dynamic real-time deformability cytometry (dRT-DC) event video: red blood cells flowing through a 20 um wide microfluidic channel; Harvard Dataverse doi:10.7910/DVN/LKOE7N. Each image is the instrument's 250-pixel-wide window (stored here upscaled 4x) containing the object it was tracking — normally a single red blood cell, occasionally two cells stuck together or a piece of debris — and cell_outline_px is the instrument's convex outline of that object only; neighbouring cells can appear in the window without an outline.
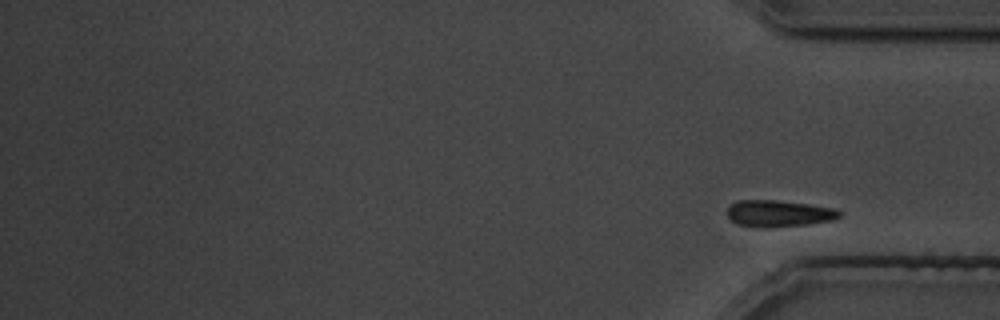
{"species": "common noctule bat (a hibernating species)", "species_latin": "Nyctalus noctula", "temperature_condition": "cold", "stored_images_in_passage": 35, "segment_of_instrument_passage": [2, 2], "camera_frame_rate_fps": 3000, "um_per_image_px": 0.085, "animal": {"sex": "male", "body_mass_g": 19.5, "forearm_length_mm": 54.6}, "frame": {"image": 1, "passage_image": 35, "time_ms": 41.667, "image_size_px": [1000, 320], "cell_outline_px": [[844, 212], [840, 216], [832, 220], [808, 224], [768, 228], [764, 228], [736, 224], [728, 216], [728, 208], [736, 200], [776, 200], [808, 204], [836, 208]], "centroid_in_image_um": [66.22, 18.14], "position_along_channel_um": 369.0, "area_um2": 17.51}}